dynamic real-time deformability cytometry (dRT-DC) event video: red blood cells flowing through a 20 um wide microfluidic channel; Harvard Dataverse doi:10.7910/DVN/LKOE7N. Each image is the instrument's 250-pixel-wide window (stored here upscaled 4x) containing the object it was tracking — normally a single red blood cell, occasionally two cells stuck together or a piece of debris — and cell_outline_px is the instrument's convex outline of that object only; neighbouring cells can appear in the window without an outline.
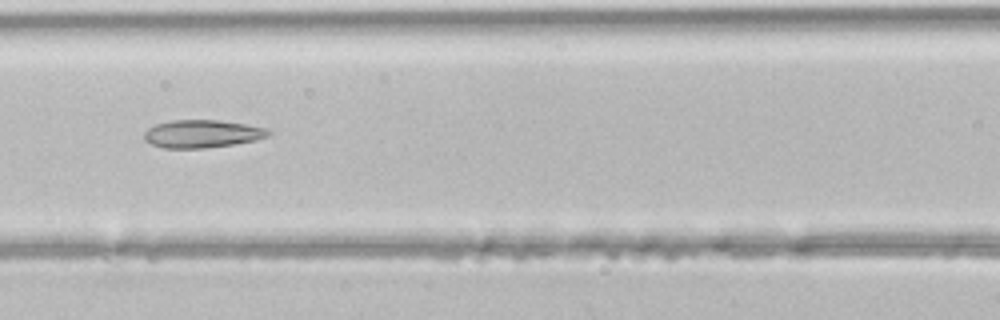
{"species": "common noctule bat (a hibernating species)", "species_latin": "Nyctalus noctula", "temperature_condition": "room temperature", "stored_images_in_passage": 35, "camera_frame_rate_fps": 3000, "um_per_image_px": 0.085, "animal": {"sex": "male", "body_mass_g": 21.5, "forearm_length_mm": 52.0}, "frame": {"image": 1, "passage_image": 9, "time_ms": 2.667, "image_size_px": [1000, 320], "cell_outline_px": [[272, 132], [268, 136], [256, 140], [232, 144], [204, 148], [164, 148], [152, 144], [144, 140], [144, 132], [148, 128], [156, 124], [172, 120], [220, 120], [268, 128]], "centroid_in_image_um": [17.18, 11.37], "position_along_channel_um": 149.4, "area_um2": 20.11}}
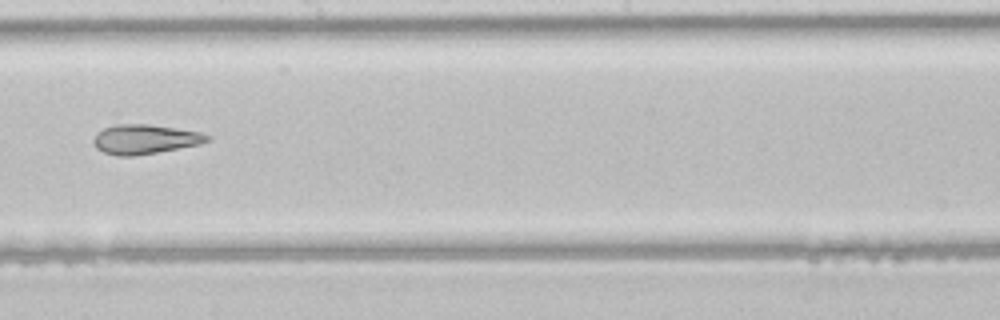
{"frame": {"image": 2, "passage_image": 15, "time_ms": 4.667, "image_size_px": [1000, 320], "cell_outline_px": [[212, 140], [200, 144], [136, 156], [116, 156], [104, 152], [96, 148], [92, 144], [92, 140], [96, 132], [104, 128], [116, 124], [148, 124], [200, 132], [212, 136]], "centroid_in_image_um": [12.3, 11.84], "position_along_channel_um": 235.9, "area_um2": 19.71}}
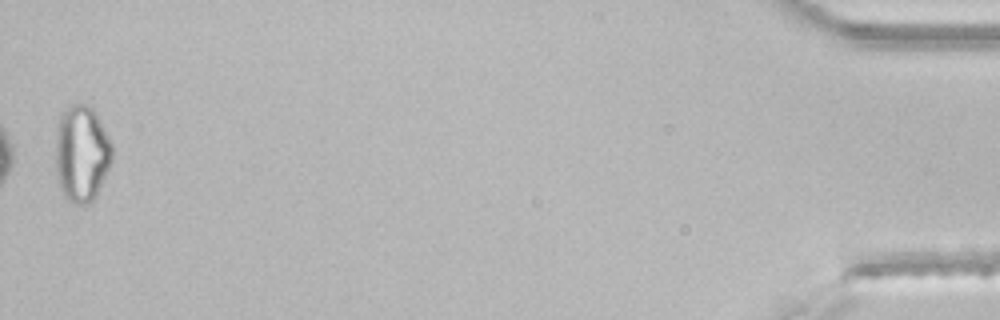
{"frame": {"image": 3, "passage_image": 35, "time_ms": 11.333, "image_size_px": [1000, 320], "cell_outline_px": [[112, 164], [92, 204], [84, 208], [72, 204], [64, 196], [60, 188], [56, 176], [56, 128], [60, 116], [64, 108], [72, 104], [84, 104], [92, 108], [96, 112], [112, 144]], "centroid_in_image_um": [6.94, 13.12], "position_along_channel_um": 428.3, "area_um2": 32.71}}